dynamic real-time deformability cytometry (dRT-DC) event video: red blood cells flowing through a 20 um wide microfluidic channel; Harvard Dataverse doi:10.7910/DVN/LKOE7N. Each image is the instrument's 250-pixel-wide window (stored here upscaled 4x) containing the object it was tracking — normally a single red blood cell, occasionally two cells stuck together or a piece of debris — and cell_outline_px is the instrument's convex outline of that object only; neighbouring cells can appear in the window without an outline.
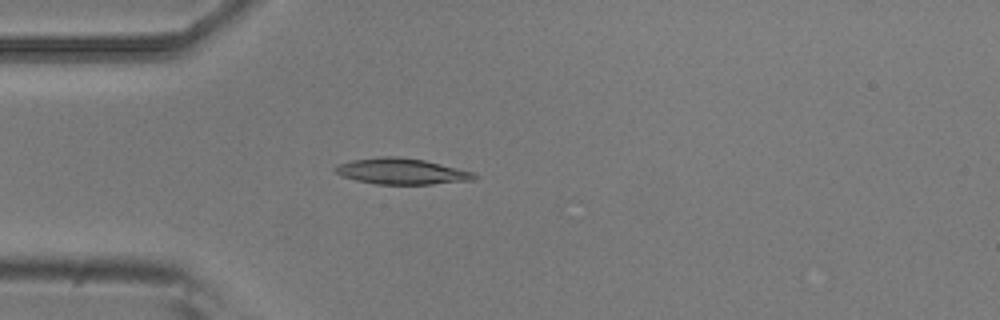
{"species": "common noctule bat (a hibernating species)", "species_latin": "Nyctalus noctula", "temperature_condition": "room temperature", "stored_images_in_passage": 4, "camera_frame_rate_fps": 3000, "um_per_image_px": 0.085, "animal": {"sex": "male", "body_mass_g": 20.5, "forearm_length_mm": 52.5}, "frame": {"image": 1, "passage_image": 4, "time_ms": 1.0, "image_size_px": [1000, 320], "cell_outline_px": [[480, 176], [472, 180], [432, 184], [376, 184], [356, 180], [344, 176], [336, 172], [332, 168], [336, 164], [352, 160], [380, 156], [396, 156], [424, 160], [472, 172]], "centroid_in_image_um": [34.1, 14.56], "position_along_channel_um": 50.9, "area_um2": 20.92}}